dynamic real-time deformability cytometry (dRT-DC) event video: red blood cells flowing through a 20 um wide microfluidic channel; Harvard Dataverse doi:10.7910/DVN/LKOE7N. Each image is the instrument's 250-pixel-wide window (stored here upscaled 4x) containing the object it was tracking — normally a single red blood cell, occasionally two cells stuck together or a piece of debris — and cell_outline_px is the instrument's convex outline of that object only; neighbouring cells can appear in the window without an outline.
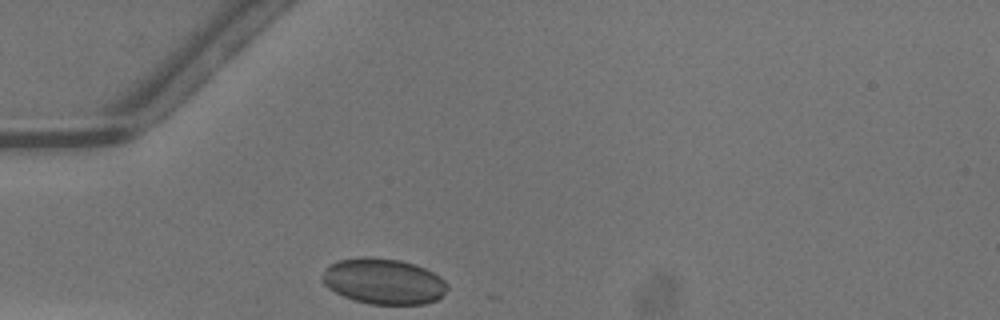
{"species": "common noctule bat (a hibernating species)", "species_latin": "Nyctalus noctula", "temperature_condition": "warm", "stored_images_in_passage": 7, "camera_frame_rate_fps": 3000, "um_per_image_px": 0.085, "animal": {"sex": "male", "body_mass_g": 13.3}, "frame": {"image": 1, "passage_image": 1, "time_ms": 0.0, "image_size_px": [1000, 320], "cell_outline_px": [[448, 288], [436, 300], [424, 304], [368, 304], [352, 300], [328, 288], [320, 280], [324, 268], [328, 264], [336, 260], [400, 260], [416, 264], [440, 276], [448, 284]], "centroid_in_image_um": [32.59, 23.95], "position_along_channel_um": 52.4, "area_um2": 32.71}}
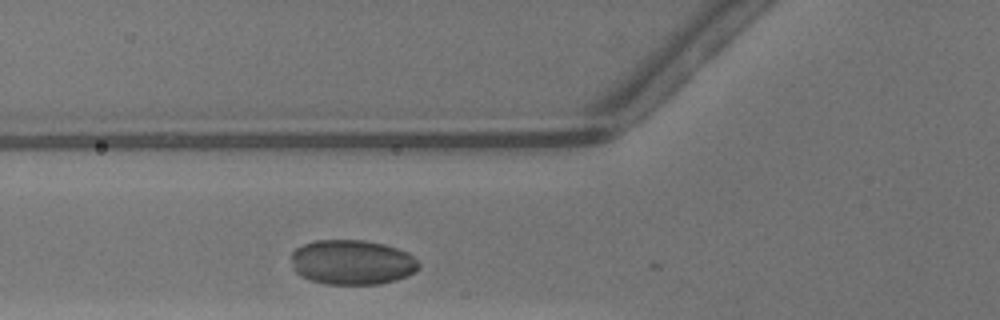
{"frame": {"image": 2, "passage_image": 5, "time_ms": 1.333, "image_size_px": [1000, 320], "cell_outline_px": [[420, 268], [416, 272], [408, 276], [396, 280], [380, 284], [324, 284], [308, 280], [300, 276], [292, 268], [292, 252], [296, 248], [304, 244], [316, 240], [364, 240], [384, 244], [408, 252], [420, 264]], "centroid_in_image_um": [29.93, 22.3], "position_along_channel_um": 95.9, "area_um2": 33.64}}